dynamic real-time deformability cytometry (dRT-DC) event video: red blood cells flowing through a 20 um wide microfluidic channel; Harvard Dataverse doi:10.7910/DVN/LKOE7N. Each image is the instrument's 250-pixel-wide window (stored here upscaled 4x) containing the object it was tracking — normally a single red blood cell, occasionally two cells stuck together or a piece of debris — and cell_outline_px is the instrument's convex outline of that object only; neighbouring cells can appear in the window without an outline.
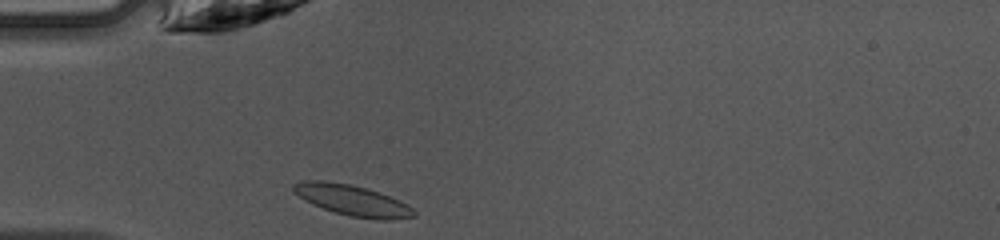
{"species": "common noctule bat (a hibernating species)", "species_latin": "Nyctalus noctula", "temperature_condition": "warm", "stored_images_in_passage": 34, "camera_frame_rate_fps": 3000, "um_per_image_px": 0.085, "animal": {"sex": "female", "body_mass_g": 10.0, "forearm_length_mm": 53.1}, "frame": {"image": 1, "passage_image": 1, "time_ms": 0.0, "image_size_px": [1000, 240], "cell_outline_px": [[416, 216], [392, 220], [380, 220], [352, 216], [336, 212], [312, 204], [304, 200], [292, 192], [292, 184], [304, 180], [324, 180], [352, 184], [380, 192], [400, 200], [412, 208], [416, 212]], "centroid_in_image_um": [29.94, 17.01], "position_along_channel_um": 55.1, "area_um2": 21.73}}
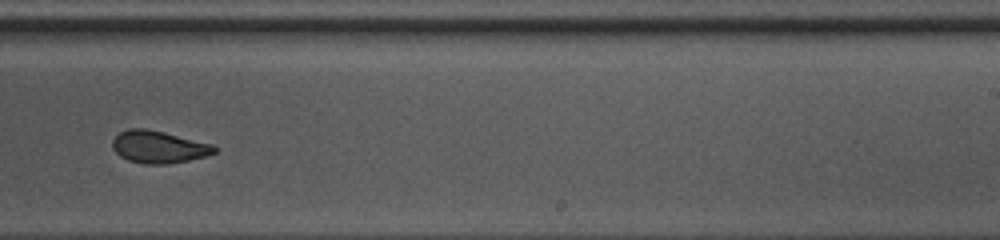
{"frame": {"image": 2, "passage_image": 17, "time_ms": 5.333, "image_size_px": [1000, 240], "cell_outline_px": [[216, 152], [204, 156], [188, 160], [168, 164], [144, 164], [128, 160], [120, 156], [112, 148], [112, 140], [120, 132], [128, 128], [144, 128], [164, 132], [212, 144], [216, 148]], "centroid_in_image_um": [13.45, 12.49], "position_along_channel_um": 275.6, "area_um2": 19.07}}
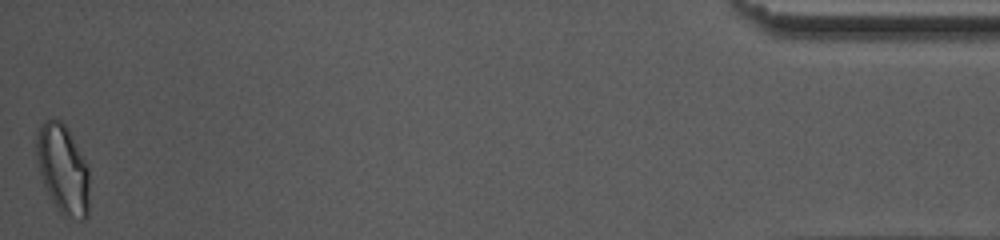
{"frame": {"image": 3, "passage_image": 34, "time_ms": 11.0, "image_size_px": [1000, 240], "cell_outline_px": [[88, 216], [84, 220], [80, 220], [64, 216], [56, 208], [48, 196], [36, 164], [36, 136], [44, 120], [60, 120], [68, 128], [88, 164]], "centroid_in_image_um": [5.34, 14.4], "position_along_channel_um": 429.9, "area_um2": 27.86}, "authors_computed_cell_mechanics": {"area_um2": 19.8254, "velocity_mm_per_s": 4.2595, "shape_relaxation_time_tau1_ms": 6.7205, "shape_relaxation_time_tau2_ms": 1.7668, "deformation_change_tau1": 0.1924, "deformation_change_tau2": 0.0732}}